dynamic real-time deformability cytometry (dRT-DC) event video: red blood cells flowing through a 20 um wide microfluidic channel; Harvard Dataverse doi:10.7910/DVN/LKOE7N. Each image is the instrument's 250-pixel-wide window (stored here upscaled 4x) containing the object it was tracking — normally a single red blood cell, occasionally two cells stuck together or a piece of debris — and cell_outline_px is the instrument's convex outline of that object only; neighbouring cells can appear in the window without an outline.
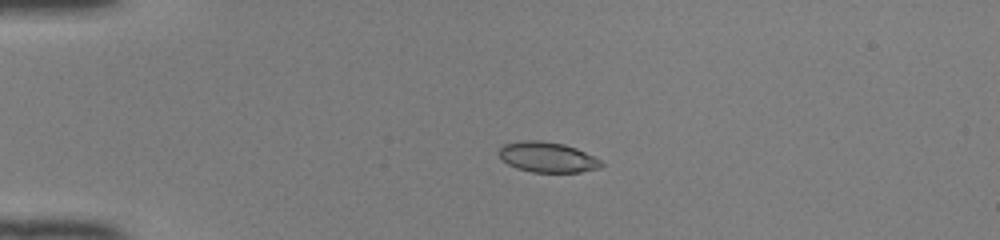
{"species": "common noctule bat (a hibernating species)", "species_latin": "Nyctalus noctula", "temperature_condition": "room temperature", "stored_images_in_passage": 43, "camera_frame_rate_fps": 3000, "um_per_image_px": 0.085, "animal": {"sex": "female", "body_mass_g": 22.0, "forearm_length_mm": 56.7}, "frame": {"image": 1, "passage_image": 5, "time_ms": 1.333, "image_size_px": [1000, 240], "cell_outline_px": [[604, 164], [600, 168], [580, 172], [532, 172], [516, 168], [508, 164], [500, 156], [500, 148], [504, 144], [524, 140], [540, 140], [564, 144], [576, 148], [600, 160]], "centroid_in_image_um": [46.54, 13.36], "position_along_channel_um": 38.5, "area_um2": 17.92}}
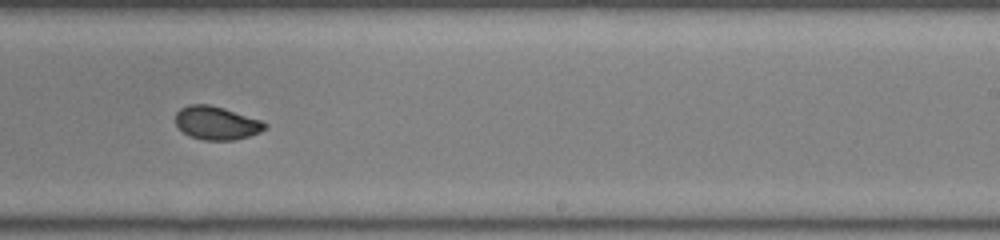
{"frame": {"image": 2, "passage_image": 25, "time_ms": 8.0, "image_size_px": [1000, 240], "cell_outline_px": [[268, 128], [260, 132], [236, 140], [204, 140], [192, 136], [184, 132], [176, 124], [176, 112], [180, 108], [188, 104], [208, 104], [224, 108], [260, 120], [268, 124]], "centroid_in_image_um": [18.42, 10.45], "position_along_channel_um": 270.6, "area_um2": 17.28}}
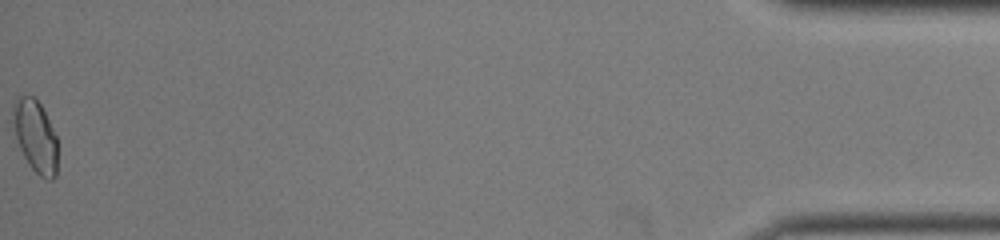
{"frame": {"image": 3, "passage_image": 43, "time_ms": 14.0, "image_size_px": [1000, 240], "cell_outline_px": [[56, 176], [52, 180], [48, 180], [40, 176], [28, 164], [20, 148], [16, 136], [12, 120], [12, 104], [20, 96], [36, 96], [56, 136]], "centroid_in_image_um": [2.99, 11.56], "position_along_channel_um": 432.2, "area_um2": 18.55}, "authors_computed_cell_mechanics": {"area_um2": 17.8602, "velocity_mm_per_s": 4.1254, "shape_relaxation_time_tau1_ms": 6.2718, "shape_relaxation_time_tau2_ms": null, "deformation_change_tau1": 0.1612, "deformation_change_tau2": null}}